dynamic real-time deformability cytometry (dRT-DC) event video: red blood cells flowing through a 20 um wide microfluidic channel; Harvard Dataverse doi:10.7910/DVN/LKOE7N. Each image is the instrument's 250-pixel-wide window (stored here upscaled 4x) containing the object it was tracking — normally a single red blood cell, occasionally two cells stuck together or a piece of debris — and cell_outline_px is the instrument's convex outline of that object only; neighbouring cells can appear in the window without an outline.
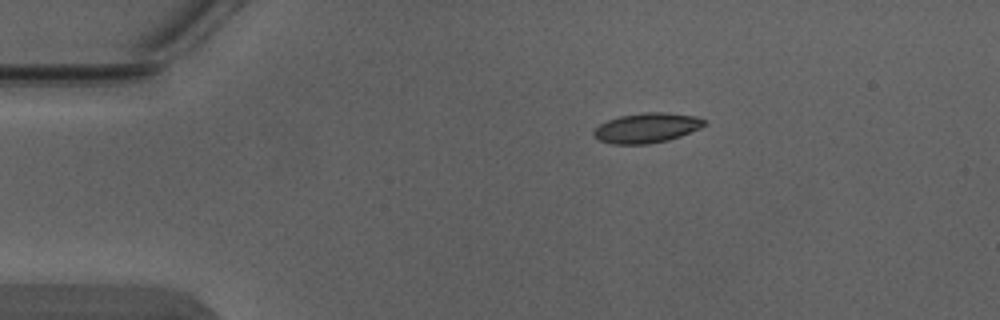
{"species": "Egyptian fruit bat (a non-hibernating species)", "species_latin": "Rousettus aegyptiacus", "temperature_condition": "warm", "stored_images_in_passage": 3, "camera_frame_rate_fps": 3000, "um_per_image_px": 0.085, "animal": {"sex": "male"}, "frame": {"image": 1, "passage_image": 1, "time_ms": 0.0, "image_size_px": [1000, 320], "cell_outline_px": [[708, 120], [700, 128], [680, 136], [668, 140], [648, 144], [612, 144], [600, 140], [592, 136], [592, 132], [600, 124], [608, 120], [620, 116], [644, 112], [668, 112], [696, 116]], "centroid_in_image_um": [54.98, 10.86], "position_along_channel_um": 30.0, "area_um2": 19.31}}
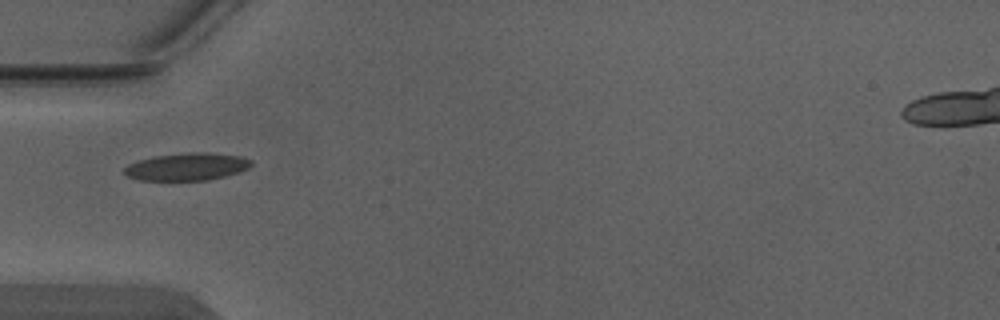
{"frame": {"image": 2, "passage_image": 3, "time_ms": 0.667, "image_size_px": [1000, 320], "cell_outline_px": [[252, 164], [248, 168], [240, 172], [208, 180], [140, 180], [128, 176], [124, 172], [124, 168], [128, 164], [152, 156], [188, 152], [204, 152], [240, 156], [252, 160]], "centroid_in_image_um": [15.9, 14.16], "position_along_channel_um": 69.1, "area_um2": 20.29}}